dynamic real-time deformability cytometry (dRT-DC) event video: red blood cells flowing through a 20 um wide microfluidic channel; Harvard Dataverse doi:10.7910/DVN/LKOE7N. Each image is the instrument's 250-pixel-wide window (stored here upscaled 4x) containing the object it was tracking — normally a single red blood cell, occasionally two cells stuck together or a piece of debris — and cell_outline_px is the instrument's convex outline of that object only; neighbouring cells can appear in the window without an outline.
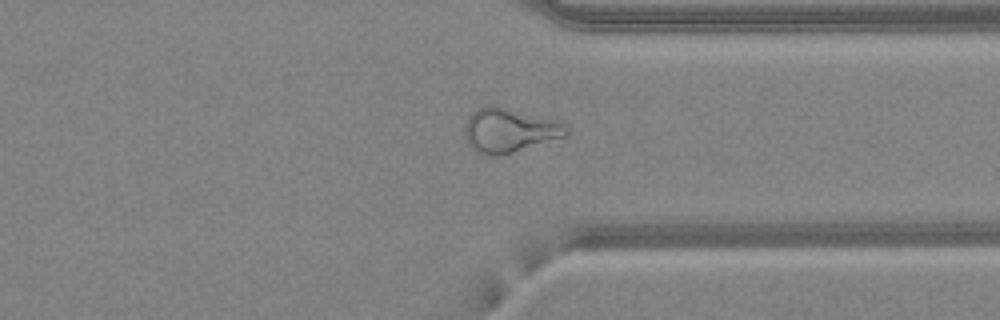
{"species": "common noctule bat (a hibernating species)", "species_latin": "Nyctalus noctula", "temperature_condition": "warm", "stored_images_in_passage": 48, "camera_frame_rate_fps": 3000, "um_per_image_px": 0.085, "animal": {"sex": "female", "body_mass_g": 24.6, "forearm_length_mm": 56.2}, "frame": {"image": 1, "passage_image": 37, "time_ms": 12.0, "image_size_px": [1000, 320], "cell_outline_px": [[568, 136], [512, 152], [496, 156], [488, 156], [476, 152], [468, 144], [464, 136], [464, 128], [468, 116], [476, 108], [488, 104], [496, 104], [560, 120], [568, 128]], "centroid_in_image_um": [43.29, 11.04], "position_along_channel_um": 368.1, "area_um2": 26.88}}
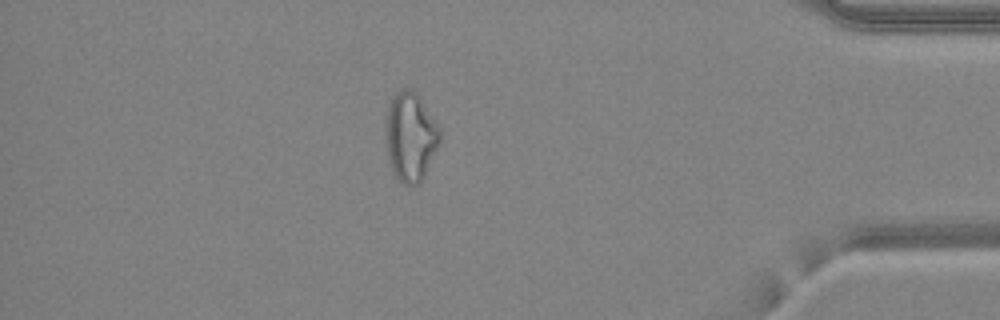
{"frame": {"image": 2, "passage_image": 42, "time_ms": 13.667, "image_size_px": [1000, 320], "cell_outline_px": [[440, 140], [424, 176], [416, 184], [400, 184], [392, 168], [388, 156], [384, 136], [384, 120], [388, 104], [392, 96], [400, 88], [412, 88], [420, 96], [440, 128]], "centroid_in_image_um": [34.85, 11.54], "position_along_channel_um": 400.4, "area_um2": 28.44}, "authors_computed_cell_mechanics": {"area_um2": 27.6284, "velocity_mm_per_s": 4.2679, "shape_relaxation_time_tau1_ms": null, "shape_relaxation_time_tau2_ms": 1.9412, "deformation_change_tau1": null, "deformation_change_tau2": 0.1072}}